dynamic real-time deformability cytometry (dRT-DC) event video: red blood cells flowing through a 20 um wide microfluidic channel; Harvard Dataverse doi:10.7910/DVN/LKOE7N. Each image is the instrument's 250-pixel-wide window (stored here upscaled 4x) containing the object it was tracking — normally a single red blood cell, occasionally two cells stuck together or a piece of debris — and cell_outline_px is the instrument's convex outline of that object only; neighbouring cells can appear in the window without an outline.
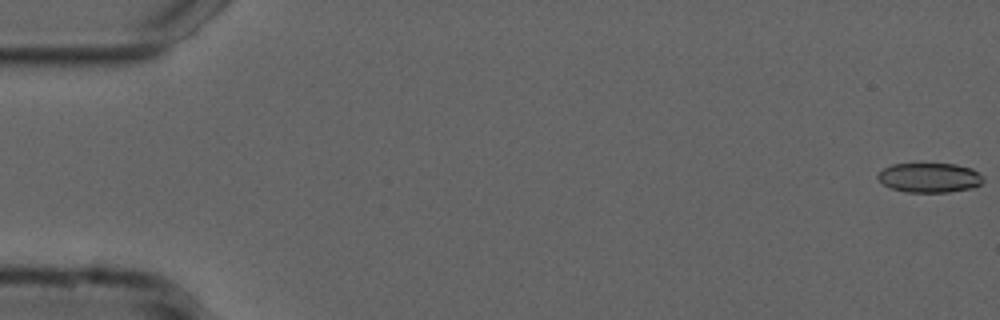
{"species": "common noctule bat (a hibernating species)", "species_latin": "Nyctalus noctula", "temperature_condition": "cold", "stored_images_in_passage": 55, "camera_frame_rate_fps": 3000, "um_per_image_px": 0.085, "animal": {"sex": "male", "forearm_length_mm": 52.5}, "frame": {"image": 1, "passage_image": 1, "time_ms": 0.0, "image_size_px": [1000, 320], "cell_outline_px": [[984, 180], [980, 184], [972, 188], [948, 192], [908, 192], [892, 188], [884, 184], [876, 176], [884, 168], [892, 164], [956, 164], [972, 168], [984, 176]], "centroid_in_image_um": [79.05, 15.1], "position_along_channel_um": 5.9, "area_um2": 18.09}}
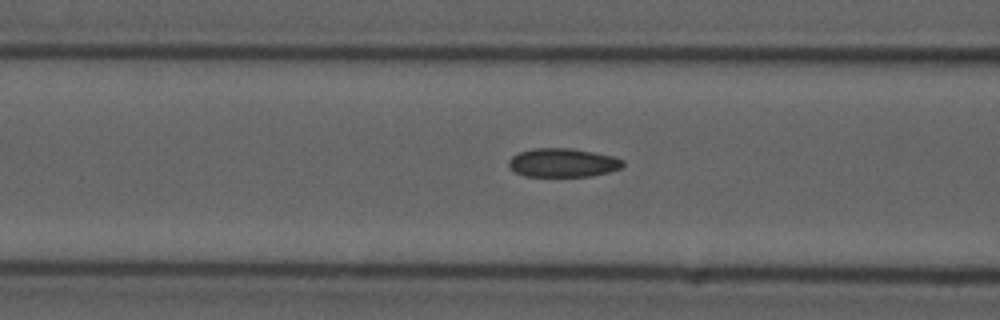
{"frame": {"image": 2, "passage_image": 22, "time_ms": 7.0, "image_size_px": [1000, 320], "cell_outline_px": [[624, 164], [620, 168], [608, 172], [592, 176], [524, 176], [516, 172], [508, 164], [508, 160], [512, 156], [520, 152], [532, 148], [572, 148], [612, 156], [624, 160]], "centroid_in_image_um": [47.84, 13.82], "position_along_channel_um": 118.8, "area_um2": 19.02}}
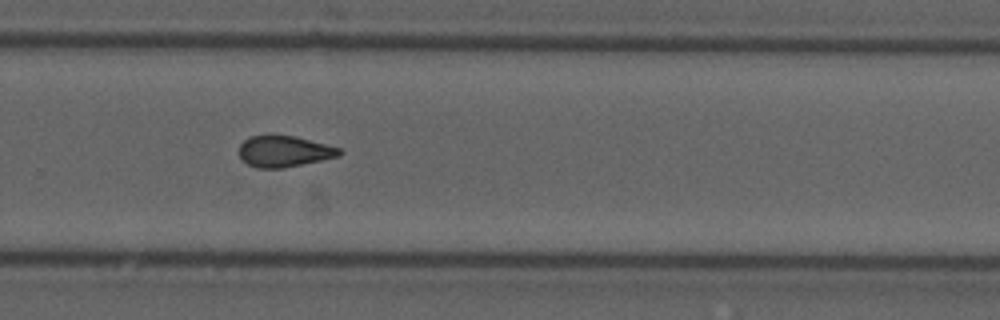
{"frame": {"image": 3, "passage_image": 37, "time_ms": 12.0, "image_size_px": [1000, 320], "cell_outline_px": [[344, 152], [340, 156], [284, 168], [260, 168], [248, 164], [240, 156], [240, 144], [248, 136], [268, 132], [292, 136], [340, 148]], "centroid_in_image_um": [24.12, 12.83], "position_along_channel_um": 305.7, "area_um2": 18.5}, "authors_computed_cell_mechanics": {"area_um2": 18.8428, "velocity_mm_per_s": 3.7514, "shape_relaxation_time_tau1_ms": null, "shape_relaxation_time_tau2_ms": 2.3539, "deformation_change_tau1": null, "deformation_change_tau2": 0.0856}}